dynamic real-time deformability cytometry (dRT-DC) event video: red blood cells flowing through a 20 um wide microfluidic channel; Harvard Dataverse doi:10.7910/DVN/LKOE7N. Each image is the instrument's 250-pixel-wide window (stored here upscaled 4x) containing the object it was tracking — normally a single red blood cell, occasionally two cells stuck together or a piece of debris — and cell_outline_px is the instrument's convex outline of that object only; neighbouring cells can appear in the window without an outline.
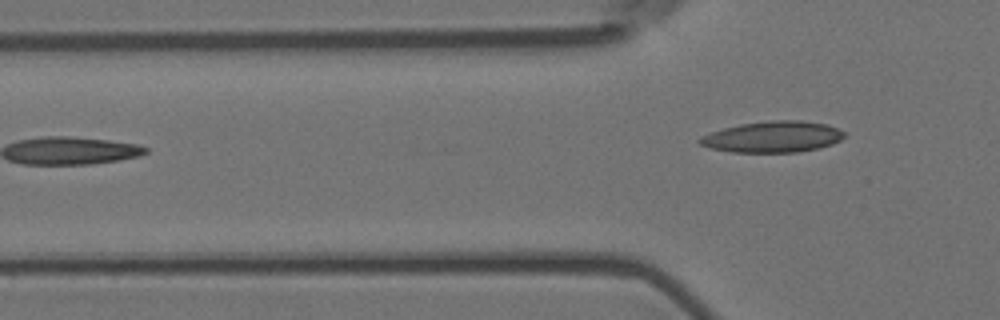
{"species": "Egyptian fruit bat (a non-hibernating species)", "species_latin": "Rousettus aegyptiacus", "temperature_condition": "room temperature", "stored_images_in_passage": 5, "camera_frame_rate_fps": 3000, "um_per_image_px": 0.085, "animal": {"sex": "female"}, "frame": {"image": 1, "passage_image": 5, "time_ms": 1.333, "image_size_px": [1000, 320], "cell_outline_px": [[844, 136], [840, 140], [832, 144], [820, 148], [796, 152], [732, 152], [712, 148], [700, 144], [696, 140], [700, 136], [724, 128], [740, 124], [768, 120], [800, 120], [828, 124], [844, 132]], "centroid_in_image_um": [65.68, 11.62], "position_along_channel_um": 60.1, "area_um2": 26.24}}